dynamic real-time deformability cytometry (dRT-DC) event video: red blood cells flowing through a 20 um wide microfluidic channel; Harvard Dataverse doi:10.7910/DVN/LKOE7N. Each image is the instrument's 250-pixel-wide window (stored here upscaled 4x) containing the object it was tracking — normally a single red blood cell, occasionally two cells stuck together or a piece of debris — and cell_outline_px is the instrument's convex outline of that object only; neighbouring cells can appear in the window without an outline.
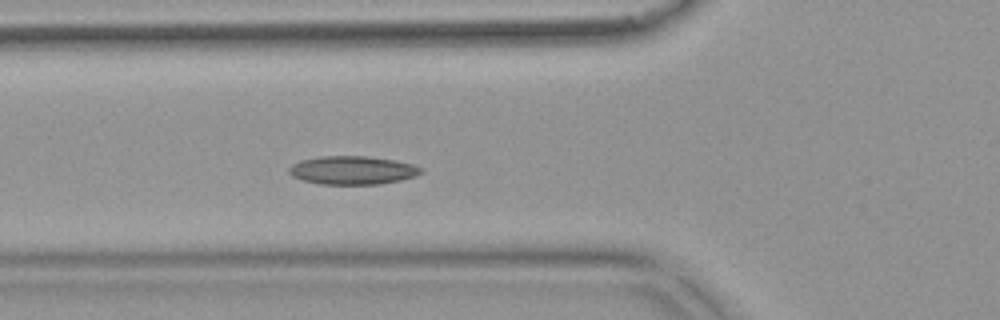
{"species": "common noctule bat (a hibernating species)", "species_latin": "Nyctalus noctula", "temperature_condition": "warm", "stored_images_in_passage": 53, "camera_frame_rate_fps": 3000, "um_per_image_px": 0.085, "animal": {"sex": "female", "body_mass_g": 18.4}, "frame": {"image": 1, "passage_image": 18, "time_ms": 5.667, "image_size_px": [1000, 320], "cell_outline_px": [[424, 172], [416, 176], [400, 180], [380, 184], [320, 184], [304, 180], [292, 176], [288, 172], [288, 168], [292, 164], [300, 160], [320, 156], [364, 156], [392, 160], [412, 164], [424, 168]], "centroid_in_image_um": [29.97, 14.47], "position_along_channel_um": 95.8, "area_um2": 21.85}}
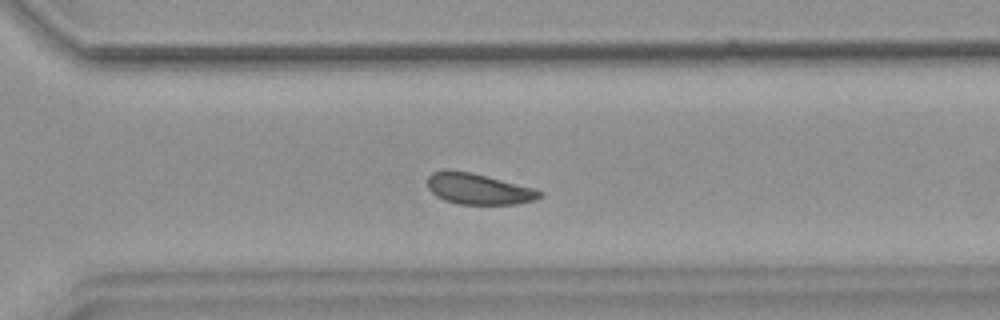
{"frame": {"image": 2, "passage_image": 37, "time_ms": 12.0, "image_size_px": [1000, 320], "cell_outline_px": [[544, 196], [536, 200], [516, 204], [456, 204], [444, 200], [436, 196], [428, 188], [428, 176], [432, 172], [444, 168], [452, 168], [472, 172], [532, 188], [544, 192]], "centroid_in_image_um": [40.63, 16.04], "position_along_channel_um": 330.0, "area_um2": 20.58}}
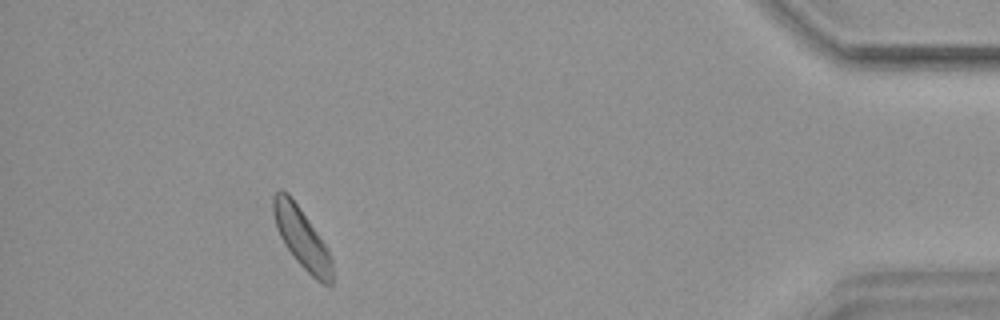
{"frame": {"image": 3, "passage_image": 48, "time_ms": 15.667, "image_size_px": [1000, 320], "cell_outline_px": [[332, 284], [324, 284], [316, 280], [296, 260], [284, 244], [276, 228], [272, 212], [272, 196], [280, 188], [288, 192], [300, 208], [328, 248], [332, 260]], "centroid_in_image_um": [25.62, 20.19], "position_along_channel_um": 409.6, "area_um2": 20.69}, "authors_computed_cell_mechanics": {"area_um2": 20.8658, "velocity_mm_per_s": 3.6941, "shape_relaxation_time_tau1_ms": 4.9761, "shape_relaxation_time_tau2_ms": 6.1342, "deformation_change_tau1": 0.089, "deformation_change_tau2": 0.1124}}